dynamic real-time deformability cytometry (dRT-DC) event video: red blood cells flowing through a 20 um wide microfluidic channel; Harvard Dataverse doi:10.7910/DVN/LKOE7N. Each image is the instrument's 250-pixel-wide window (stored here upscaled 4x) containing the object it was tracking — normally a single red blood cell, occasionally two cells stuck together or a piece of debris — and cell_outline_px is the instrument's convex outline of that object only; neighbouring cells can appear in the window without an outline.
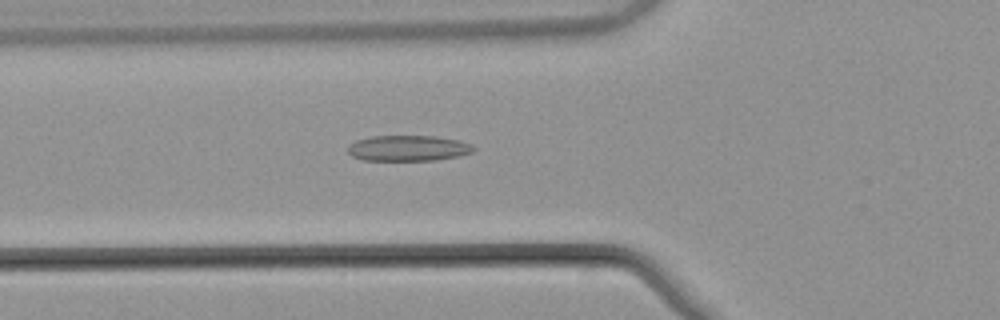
{"species": "common noctule bat (a hibernating species)", "species_latin": "Nyctalus noctula", "temperature_condition": "warm", "stored_images_in_passage": 54, "camera_frame_rate_fps": 3000, "um_per_image_px": 0.085, "animal": {"sex": "male", "body_mass_g": 21.5, "forearm_length_mm": 52.0}, "frame": {"image": 1, "passage_image": 20, "time_ms": 6.333, "image_size_px": [1000, 320], "cell_outline_px": [[476, 148], [472, 152], [460, 156], [436, 160], [364, 160], [352, 156], [348, 152], [348, 144], [356, 140], [372, 136], [436, 136], [460, 140], [472, 144]], "centroid_in_image_um": [34.72, 12.59], "position_along_channel_um": 91.1, "area_um2": 18.96}}
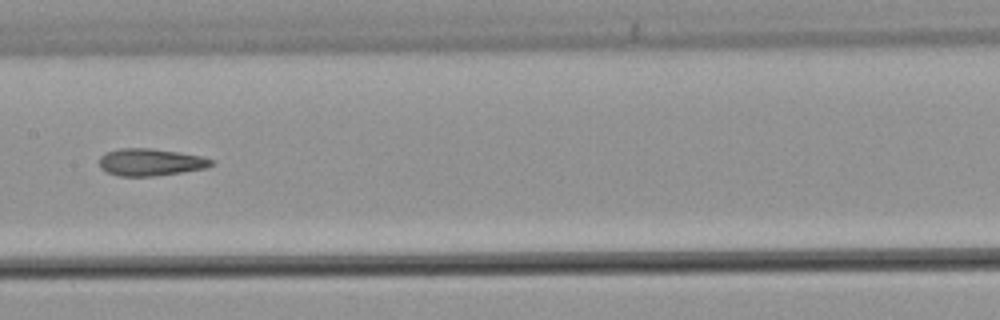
{"frame": {"image": 2, "passage_image": 28, "time_ms": 9.0, "image_size_px": [1000, 320], "cell_outline_px": [[216, 164], [208, 168], [152, 176], [120, 176], [104, 172], [100, 168], [100, 156], [108, 152], [120, 148], [152, 148], [200, 156], [216, 160]], "centroid_in_image_um": [12.82, 13.79], "position_along_channel_um": 194.6, "area_um2": 17.8}}
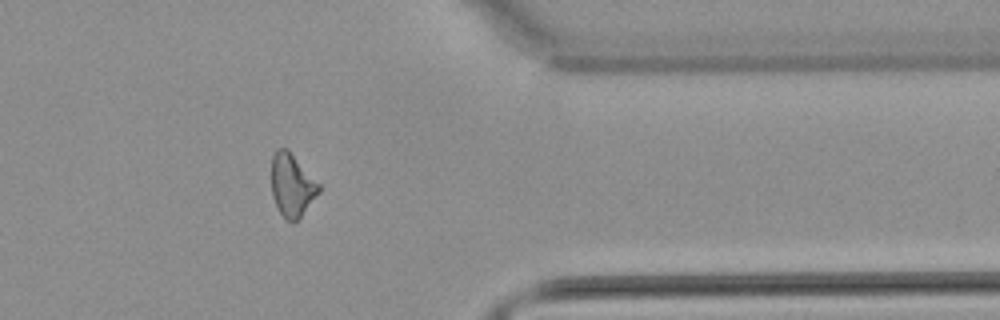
{"frame": {"image": 3, "passage_image": 44, "time_ms": 14.333, "image_size_px": [1000, 320], "cell_outline_px": [[320, 192], [300, 216], [292, 224], [284, 220], [272, 196], [272, 156], [276, 148], [288, 148], [320, 184]], "centroid_in_image_um": [24.81, 15.73], "position_along_channel_um": 386.6, "area_um2": 17.46}, "authors_computed_cell_mechanics": {"area_um2": 18.4093, "velocity_mm_per_s": 3.8599, "shape_relaxation_time_tau1_ms": null, "shape_relaxation_time_tau2_ms": 4.5623, "deformation_change_tau1": null, "deformation_change_tau2": 0.1311}}